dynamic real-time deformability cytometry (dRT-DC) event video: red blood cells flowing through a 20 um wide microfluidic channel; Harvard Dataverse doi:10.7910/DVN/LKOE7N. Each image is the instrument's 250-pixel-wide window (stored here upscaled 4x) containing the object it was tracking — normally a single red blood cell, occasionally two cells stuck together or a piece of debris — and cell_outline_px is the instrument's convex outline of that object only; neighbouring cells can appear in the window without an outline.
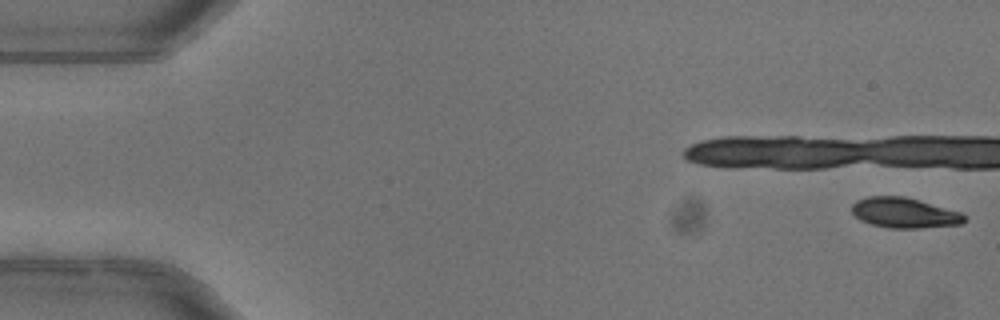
{"species": "common noctule bat (a hibernating species)", "species_latin": "Nyctalus noctula", "temperature_condition": "warm", "stored_images_in_passage": 19, "camera_frame_rate_fps": 3000, "um_per_image_px": 0.085, "animal": {"sex": "female"}, "frame": {"image": 1, "passage_image": 1, "time_ms": 0.0, "image_size_px": [1000, 320], "cell_outline_px": [[968, 220], [960, 224], [920, 228], [888, 228], [872, 224], [860, 220], [852, 212], [852, 204], [856, 200], [868, 196], [904, 196], [960, 212]], "centroid_in_image_um": [76.84, 18.09], "position_along_channel_um": 8.2, "area_um2": 19.71}}